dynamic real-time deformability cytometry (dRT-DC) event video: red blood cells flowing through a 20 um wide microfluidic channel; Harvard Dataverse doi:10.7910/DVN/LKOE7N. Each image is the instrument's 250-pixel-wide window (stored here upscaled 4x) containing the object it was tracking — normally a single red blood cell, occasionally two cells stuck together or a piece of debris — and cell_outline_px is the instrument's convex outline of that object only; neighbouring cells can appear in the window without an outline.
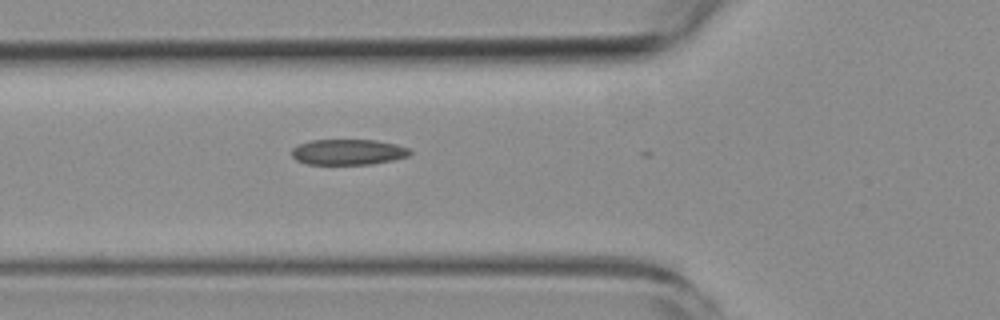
{"species": "common noctule bat (a hibernating species)", "species_latin": "Nyctalus noctula", "temperature_condition": "room temperature", "stored_images_in_passage": 2, "camera_frame_rate_fps": 3000, "um_per_image_px": 0.085, "animal": {"sex": "female", "body_mass_g": 19.3, "forearm_length_mm": 54.1}, "frame": {"image": 1, "passage_image": 2, "time_ms": 1.0, "image_size_px": [1000, 320], "cell_outline_px": [[412, 152], [408, 156], [392, 160], [372, 164], [308, 164], [296, 160], [292, 156], [292, 148], [300, 144], [312, 140], [376, 140], [396, 144], [408, 148]], "centroid_in_image_um": [29.59, 12.92], "position_along_channel_um": 96.2, "area_um2": 17.57}}